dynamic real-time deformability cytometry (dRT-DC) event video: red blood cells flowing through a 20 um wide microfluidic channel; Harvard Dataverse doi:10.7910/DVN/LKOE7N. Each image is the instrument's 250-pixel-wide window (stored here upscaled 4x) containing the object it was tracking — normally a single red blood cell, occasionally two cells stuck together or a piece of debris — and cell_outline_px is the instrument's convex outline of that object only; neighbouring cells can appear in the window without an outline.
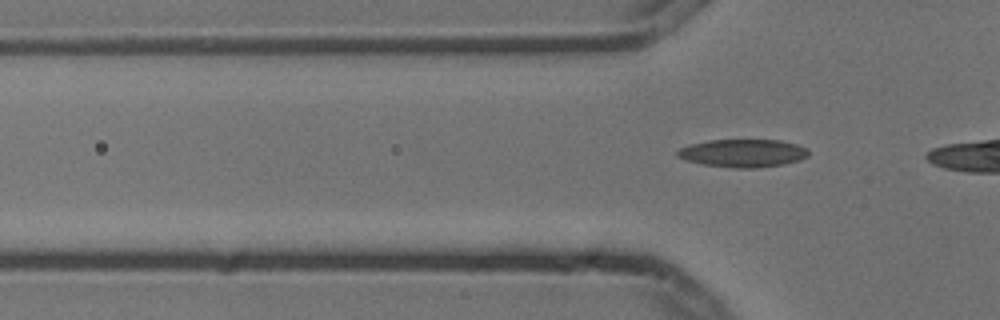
{"species": "common noctule bat (a hibernating species)", "species_latin": "Nyctalus noctula", "temperature_condition": "cold", "stored_images_in_passage": 2, "camera_frame_rate_fps": 3000, "um_per_image_px": 0.085, "animal": {"sex": "male", "body_mass_g": 13.3}, "frame": {"image": 1, "passage_image": 2, "time_ms": 0.333, "image_size_px": [1000, 320], "cell_outline_px": [[808, 156], [800, 160], [784, 164], [752, 168], [732, 168], [704, 164], [688, 160], [676, 156], [676, 152], [680, 148], [688, 144], [708, 140], [780, 140], [796, 144], [808, 148]], "centroid_in_image_um": [63.15, 13.01], "position_along_channel_um": 62.6, "area_um2": 21.33}}